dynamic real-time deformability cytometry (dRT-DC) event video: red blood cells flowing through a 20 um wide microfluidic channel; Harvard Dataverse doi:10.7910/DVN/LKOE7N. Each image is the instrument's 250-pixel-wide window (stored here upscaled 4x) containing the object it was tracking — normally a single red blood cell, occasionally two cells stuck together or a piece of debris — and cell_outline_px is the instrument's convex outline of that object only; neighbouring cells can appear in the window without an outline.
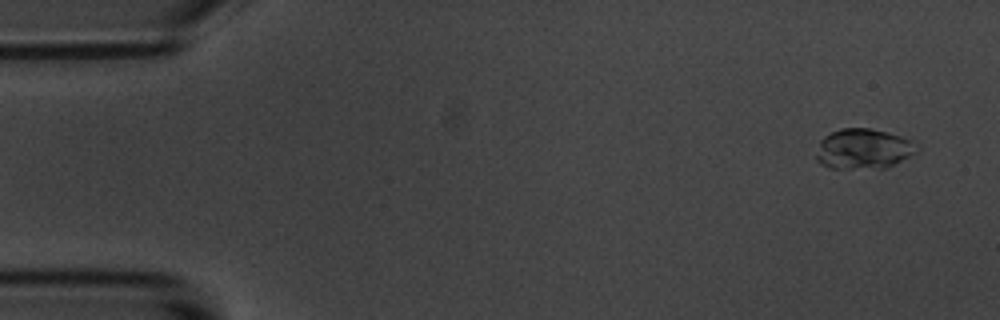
{"species": "common noctule bat (a hibernating species)", "species_latin": "Nyctalus noctula", "temperature_condition": "room temperature", "stored_images_in_passage": 5, "segment_of_instrument_passage": [1, 2], "camera_frame_rate_fps": 3000, "um_per_image_px": 0.085, "animal": {"sex": "male", "body_mass_g": 20.1, "forearm_length_mm": 53.5}, "frame": {"image": 1, "passage_image": 1, "time_ms": 0.0, "image_size_px": [1000, 320], "cell_outline_px": [[920, 148], [916, 152], [884, 168], [828, 168], [820, 164], [816, 160], [816, 156], [820, 140], [824, 136], [840, 128], [872, 128], [900, 136], [912, 140]], "centroid_in_image_um": [73.36, 12.64], "position_along_channel_um": 11.6, "area_um2": 23.47}}
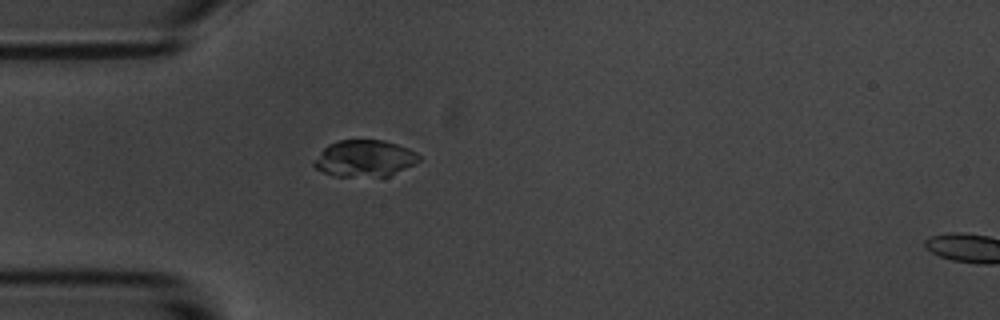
{"frame": {"image": 2, "passage_image": 4, "time_ms": 4.333, "image_size_px": [1000, 320], "cell_outline_px": [[420, 160], [416, 164], [388, 176], [336, 176], [324, 172], [316, 168], [312, 164], [312, 160], [328, 144], [340, 140], [384, 140], [408, 148], [416, 152], [420, 156]], "centroid_in_image_um": [30.99, 13.46], "position_along_channel_um": 54.0, "area_um2": 22.43}}